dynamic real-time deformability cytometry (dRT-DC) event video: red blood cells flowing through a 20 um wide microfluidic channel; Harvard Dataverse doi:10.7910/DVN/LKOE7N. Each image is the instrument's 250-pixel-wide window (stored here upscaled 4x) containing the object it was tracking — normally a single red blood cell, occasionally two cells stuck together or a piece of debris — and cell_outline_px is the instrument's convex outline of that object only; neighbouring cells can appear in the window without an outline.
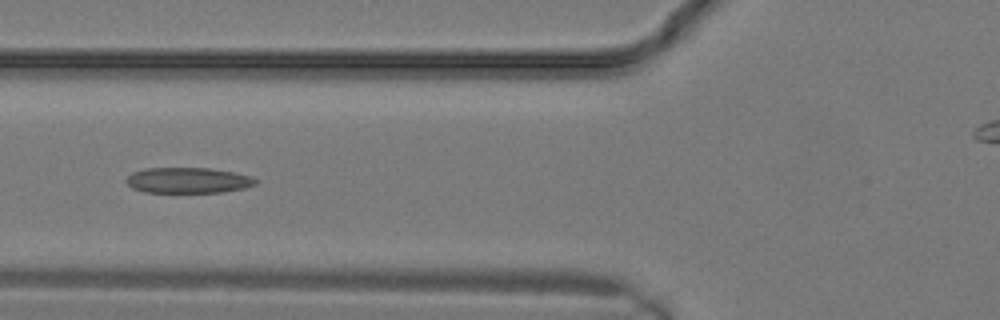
{"species": "common noctule bat (a hibernating species)", "species_latin": "Nyctalus noctula", "temperature_condition": "warm", "stored_images_in_passage": 11, "camera_frame_rate_fps": 3000, "um_per_image_px": 0.085, "animal": {"sex": "male", "body_mass_g": 19.2, "forearm_length_mm": 51.8}, "frame": {"image": 1, "passage_image": 10, "time_ms": 3.0, "image_size_px": [1000, 320], "cell_outline_px": [[260, 180], [256, 184], [244, 188], [224, 192], [144, 192], [132, 188], [124, 180], [132, 172], [144, 168], [212, 168], [236, 172], [252, 176]], "centroid_in_image_um": [16.02, 15.32], "position_along_channel_um": 109.8, "area_um2": 19.59}}